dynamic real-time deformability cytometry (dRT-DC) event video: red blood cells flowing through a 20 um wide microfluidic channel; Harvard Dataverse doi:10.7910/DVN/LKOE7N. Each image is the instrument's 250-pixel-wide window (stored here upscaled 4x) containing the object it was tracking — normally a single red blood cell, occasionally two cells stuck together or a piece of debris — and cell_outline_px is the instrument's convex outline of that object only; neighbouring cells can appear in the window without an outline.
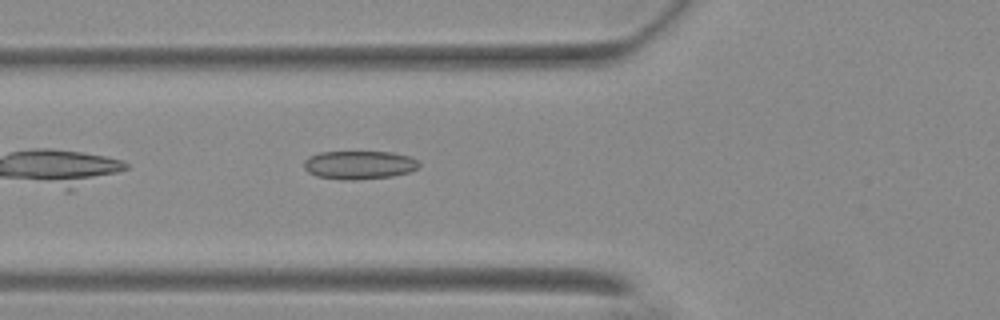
{"species": "Egyptian fruit bat (a non-hibernating species)", "species_latin": "Rousettus aegyptiacus", "temperature_condition": "warm", "stored_images_in_passage": 19, "camera_frame_rate_fps": 3000, "um_per_image_px": 0.085, "animal": {"sex": "female"}, "frame": {"image": 1, "passage_image": 5, "time_ms": 1.333, "image_size_px": [1000, 320], "cell_outline_px": [[420, 164], [416, 168], [408, 172], [392, 176], [356, 180], [340, 180], [316, 176], [308, 172], [304, 168], [304, 160], [308, 156], [320, 152], [392, 152], [408, 156], [420, 160]], "centroid_in_image_um": [30.51, 14.02], "position_along_channel_um": 95.3, "area_um2": 19.19}}
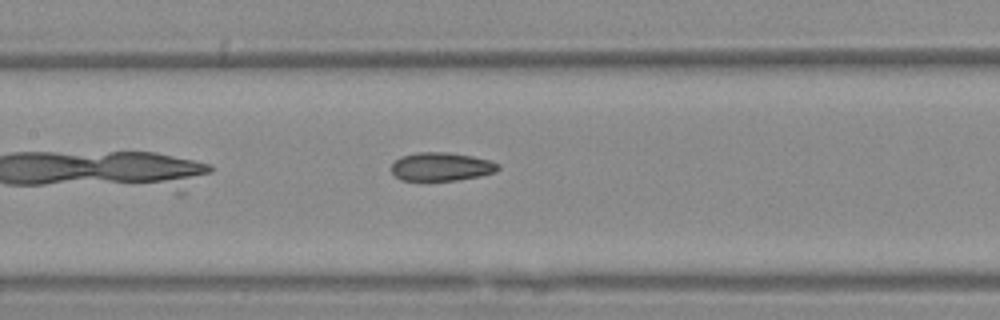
{"frame": {"image": 2, "passage_image": 11, "time_ms": 3.333, "image_size_px": [1000, 320], "cell_outline_px": [[500, 168], [496, 172], [480, 176], [456, 180], [400, 180], [392, 172], [392, 164], [400, 156], [416, 152], [448, 152], [472, 156], [488, 160], [500, 164]], "centroid_in_image_um": [37.52, 14.16], "position_along_channel_um": 169.9, "area_um2": 17.69}}
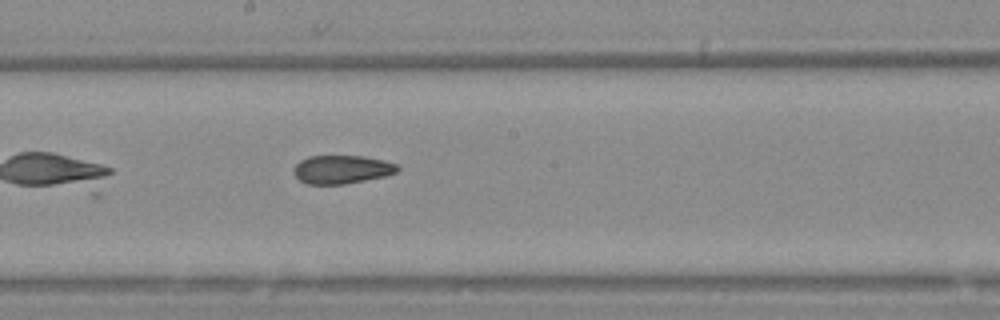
{"frame": {"image": 3, "passage_image": 15, "time_ms": 4.667, "image_size_px": [1000, 320], "cell_outline_px": [[400, 168], [396, 172], [384, 176], [344, 184], [308, 184], [300, 180], [296, 176], [296, 164], [300, 160], [308, 156], [364, 156], [384, 160], [396, 164]], "centroid_in_image_um": [29.08, 14.39], "position_along_channel_um": 219.1, "area_um2": 16.94}}